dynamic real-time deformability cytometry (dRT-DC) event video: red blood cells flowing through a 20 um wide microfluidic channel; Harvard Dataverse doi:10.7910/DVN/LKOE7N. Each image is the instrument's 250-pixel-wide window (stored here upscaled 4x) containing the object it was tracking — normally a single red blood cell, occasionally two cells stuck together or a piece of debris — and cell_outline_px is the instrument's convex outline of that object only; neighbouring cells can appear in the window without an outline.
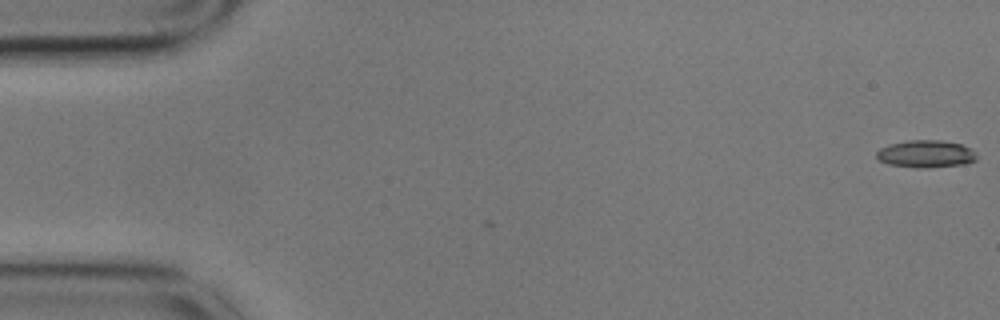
{"species": "common noctule bat (a hibernating species)", "species_latin": "Nyctalus noctula", "temperature_condition": "cold", "stored_images_in_passage": 4, "camera_frame_rate_fps": 3000, "um_per_image_px": 0.085, "animal": {"sex": "male", "body_mass_g": 17.9}, "frame": {"image": 1, "passage_image": 4, "time_ms": 1.0, "image_size_px": [1000, 320], "cell_outline_px": [[976, 160], [968, 164], [924, 168], [916, 168], [888, 164], [880, 160], [876, 156], [876, 152], [880, 148], [892, 144], [908, 140], [940, 140], [960, 144], [972, 148], [976, 152]], "centroid_in_image_um": [78.74, 13.09], "position_along_channel_um": 6.3, "area_um2": 16.07}}